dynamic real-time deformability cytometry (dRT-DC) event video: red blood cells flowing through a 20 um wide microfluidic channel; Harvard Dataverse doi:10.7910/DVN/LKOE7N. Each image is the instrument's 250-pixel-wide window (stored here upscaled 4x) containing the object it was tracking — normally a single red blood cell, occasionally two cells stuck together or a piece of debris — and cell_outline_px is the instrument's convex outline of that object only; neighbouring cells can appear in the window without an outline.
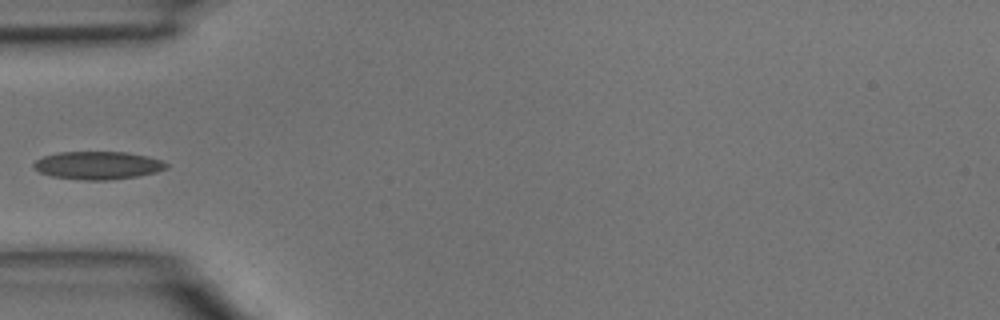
{"species": "common noctule bat (a hibernating species)", "species_latin": "Nyctalus noctula", "temperature_condition": "room temperature", "stored_images_in_passage": 31, "camera_frame_rate_fps": 3000, "um_per_image_px": 0.085, "animal": {"sex": "male", "body_mass_g": 15.6}, "frame": {"image": 1, "passage_image": 1, "time_ms": 0.0, "image_size_px": [1000, 320], "cell_outline_px": [[168, 168], [156, 172], [136, 176], [108, 180], [84, 180], [52, 176], [40, 172], [32, 168], [32, 164], [36, 160], [44, 156], [60, 152], [128, 152], [148, 156], [160, 160], [168, 164]], "centroid_in_image_um": [8.31, 14.05], "position_along_channel_um": 76.7, "area_um2": 21.56}}
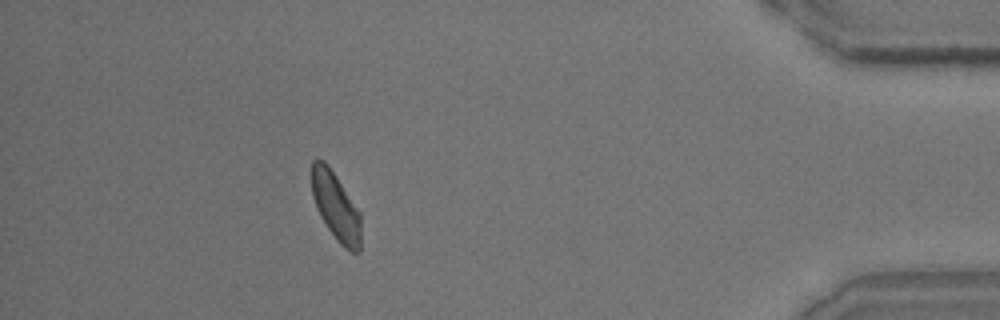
{"frame": {"image": 2, "passage_image": 27, "time_ms": 8.667, "image_size_px": [1000, 320], "cell_outline_px": [[360, 252], [352, 252], [344, 248], [340, 244], [328, 228], [320, 216], [316, 208], [312, 196], [312, 160], [324, 160], [328, 164], [360, 212]], "centroid_in_image_um": [28.54, 17.55], "position_along_channel_um": 406.7, "area_um2": 19.36}}